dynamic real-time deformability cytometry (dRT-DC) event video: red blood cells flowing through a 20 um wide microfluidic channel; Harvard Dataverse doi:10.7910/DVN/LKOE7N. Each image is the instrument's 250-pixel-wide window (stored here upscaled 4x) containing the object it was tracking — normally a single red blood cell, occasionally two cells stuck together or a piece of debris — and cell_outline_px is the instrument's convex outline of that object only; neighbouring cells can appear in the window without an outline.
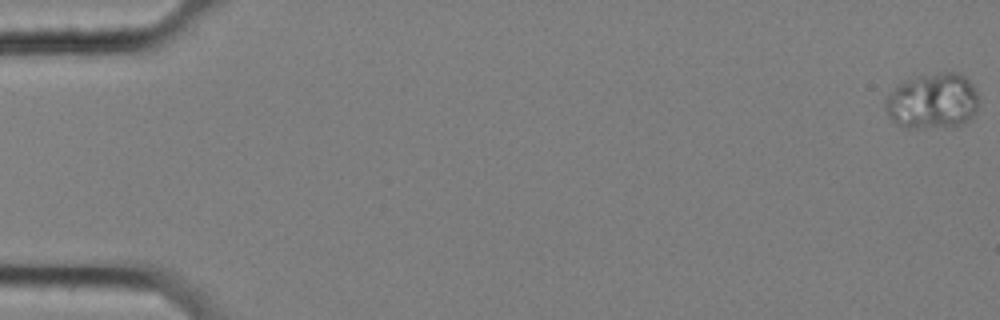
{"species": "common noctule bat (a hibernating species)", "species_latin": "Nyctalus noctula", "temperature_condition": "cold", "stored_images_in_passage": 60, "camera_frame_rate_fps": 3000, "um_per_image_px": 0.085, "animal": {"sex": "female", "body_mass_g": 25.1}, "frame": {"image": 1, "passage_image": 1, "time_ms": 0.0, "image_size_px": [1000, 320], "cell_outline_px": [[976, 112], [968, 120], [952, 128], [908, 128], [896, 124], [892, 120], [884, 108], [884, 100], [904, 80], [916, 76], [940, 72], [960, 72], [972, 84], [976, 92]], "centroid_in_image_um": [79.25, 8.61], "position_along_channel_um": 5.7, "area_um2": 30.46}}
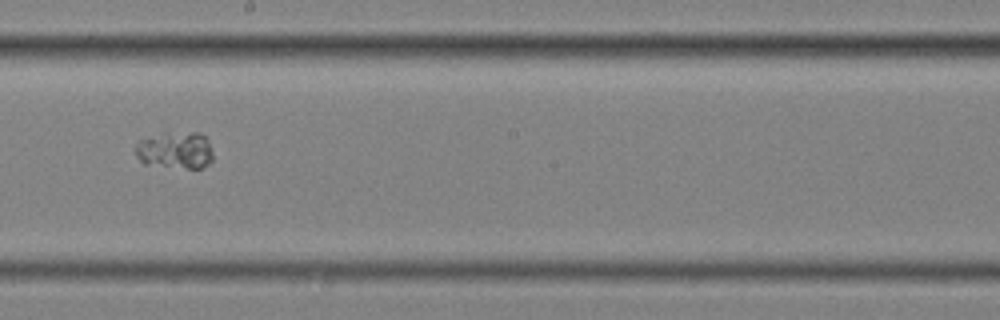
{"frame": {"image": 2, "passage_image": 35, "time_ms": 11.333, "image_size_px": [1000, 320], "cell_outline_px": [[212, 160], [208, 164], [200, 168], [188, 168], [144, 164], [136, 156], [136, 144], [140, 140], [192, 132], [200, 132], [208, 140], [212, 152]], "centroid_in_image_um": [14.95, 12.82], "position_along_channel_um": 233.3, "area_um2": 15.95}}
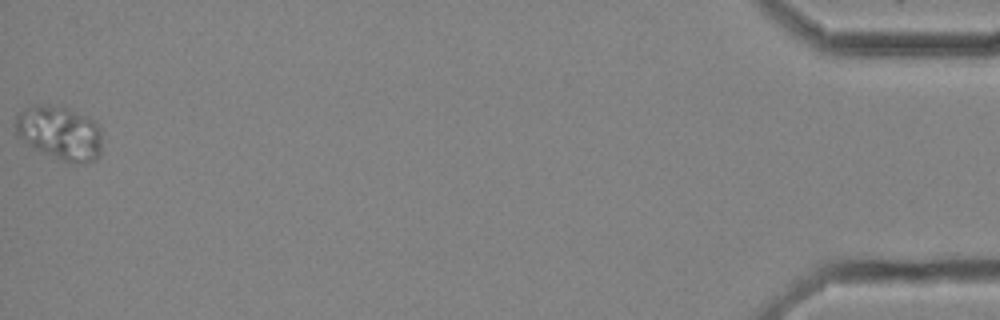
{"frame": {"image": 3, "passage_image": 60, "time_ms": 19.667, "image_size_px": [1000, 320], "cell_outline_px": [[100, 156], [84, 164], [64, 160], [44, 152], [28, 144], [16, 136], [16, 116], [24, 108], [36, 104], [64, 104], [96, 120], [100, 124]], "centroid_in_image_um": [5.1, 11.22], "position_along_channel_um": 430.1, "area_um2": 27.57}}